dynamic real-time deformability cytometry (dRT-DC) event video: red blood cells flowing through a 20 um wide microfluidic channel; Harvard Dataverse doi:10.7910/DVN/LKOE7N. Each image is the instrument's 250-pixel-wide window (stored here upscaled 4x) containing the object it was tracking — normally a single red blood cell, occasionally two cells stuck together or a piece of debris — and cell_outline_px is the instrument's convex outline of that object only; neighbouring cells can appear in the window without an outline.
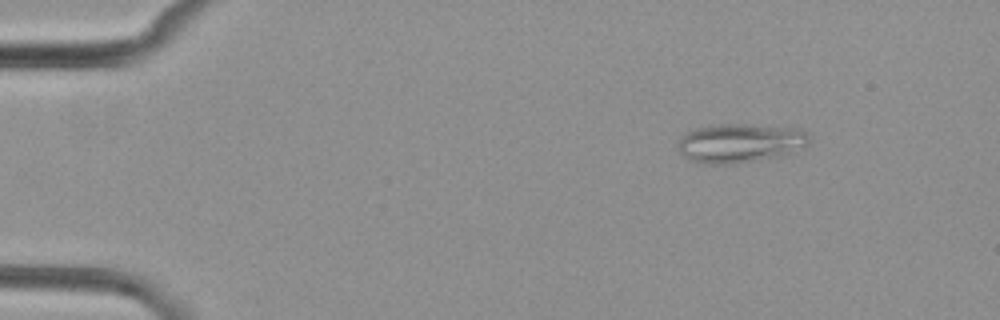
{"species": "common noctule bat (a hibernating species)", "species_latin": "Nyctalus noctula", "temperature_condition": "cold", "stored_images_in_passage": 8, "camera_frame_rate_fps": 3000, "um_per_image_px": 0.085, "animal": {"sex": "female", "body_mass_g": 29.2, "forearm_length_mm": 56.3}, "frame": {"image": 1, "passage_image": 2, "time_ms": 2.0, "image_size_px": [1000, 320], "cell_outline_px": [[812, 132], [808, 144], [780, 156], [736, 164], [708, 164], [688, 160], [680, 152], [676, 144], [680, 136], [696, 128], [720, 124], [748, 124], [796, 128]], "centroid_in_image_um": [62.9, 12.16], "position_along_channel_um": 22.1, "area_um2": 30.11}}
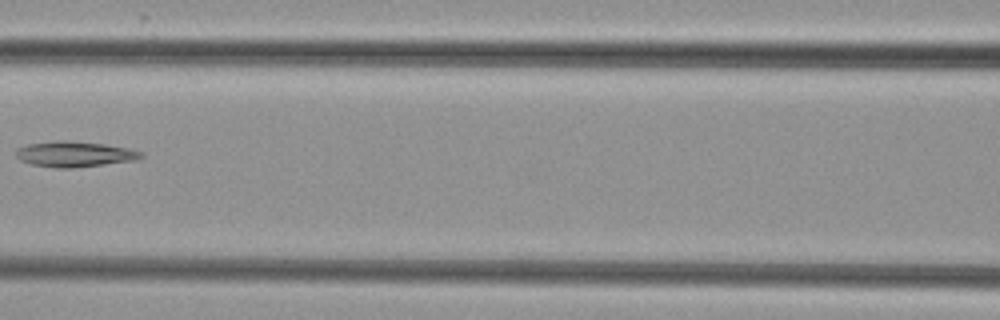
{"frame": {"image": 2, "passage_image": 7, "time_ms": 8.0, "image_size_px": [1000, 320], "cell_outline_px": [[144, 156], [136, 160], [72, 168], [56, 168], [32, 164], [20, 160], [16, 156], [16, 148], [28, 144], [52, 140], [68, 140], [104, 144], [128, 148], [144, 152]], "centroid_in_image_um": [6.33, 13.09], "position_along_channel_um": 160.3, "area_um2": 18.73}}
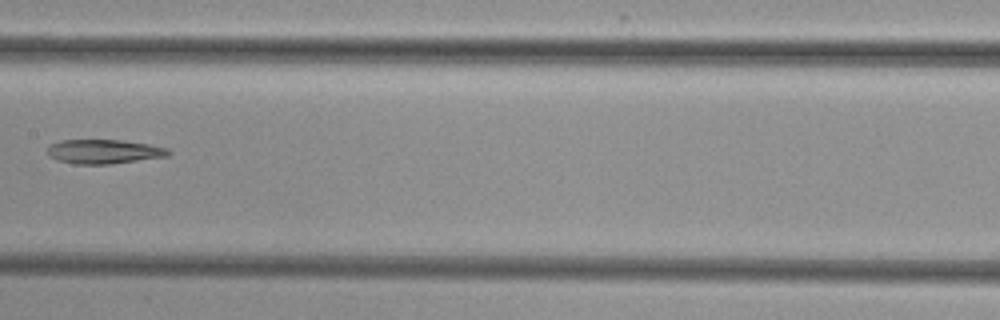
{"frame": {"image": 3, "passage_image": 8, "time_ms": 9.0, "image_size_px": [1000, 320], "cell_outline_px": [[172, 152], [168, 156], [112, 164], [72, 164], [56, 160], [48, 156], [48, 144], [60, 140], [120, 140], [148, 144], [168, 148]], "centroid_in_image_um": [8.8, 12.89], "position_along_channel_um": 198.6, "area_um2": 17.28}}